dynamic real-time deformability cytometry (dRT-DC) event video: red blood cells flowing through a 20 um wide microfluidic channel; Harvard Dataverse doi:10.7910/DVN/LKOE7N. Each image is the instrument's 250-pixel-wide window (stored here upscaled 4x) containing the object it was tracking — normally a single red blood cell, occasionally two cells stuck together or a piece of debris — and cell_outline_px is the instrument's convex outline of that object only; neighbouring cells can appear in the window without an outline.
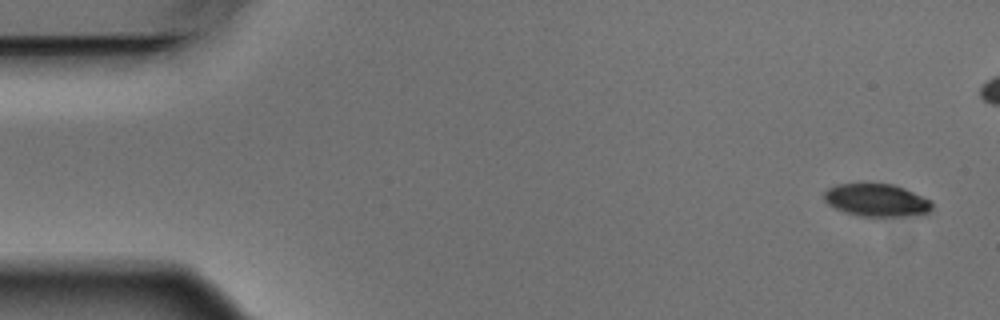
{"species": "Egyptian fruit bat (a non-hibernating species)", "species_latin": "Rousettus aegyptiacus", "temperature_condition": "warm", "stored_images_in_passage": 6, "camera_frame_rate_fps": 3000, "um_per_image_px": 0.085, "animal": {"sex": "male"}, "frame": {"image": 1, "passage_image": 1, "time_ms": 0.0, "image_size_px": [1000, 320], "cell_outline_px": [[932, 208], [928, 212], [916, 216], [860, 216], [844, 212], [828, 204], [824, 200], [824, 192], [828, 188], [836, 184], [892, 184], [904, 188], [932, 200]], "centroid_in_image_um": [74.53, 17.02], "position_along_channel_um": 10.5, "area_um2": 20.58}}
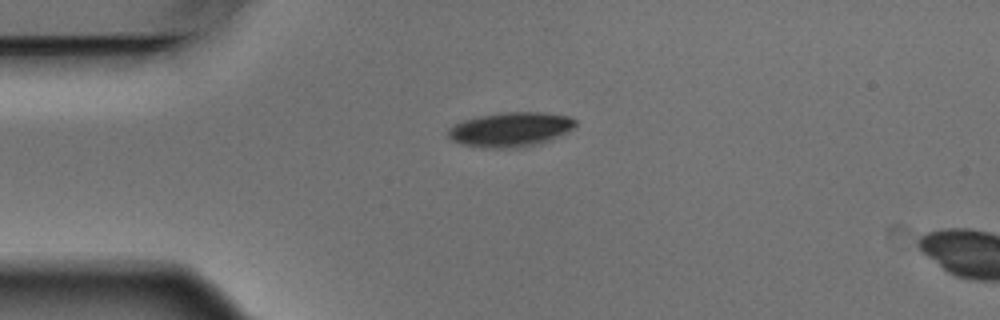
{"frame": {"image": 2, "passage_image": 5, "time_ms": 1.333, "image_size_px": [1000, 320], "cell_outline_px": [[576, 124], [572, 128], [540, 144], [520, 148], [488, 148], [464, 144], [452, 140], [448, 136], [448, 128], [464, 120], [480, 116], [500, 112], [544, 112], [568, 116], [576, 120]], "centroid_in_image_um": [43.38, 11.0], "position_along_channel_um": 41.6, "area_um2": 25.37}}